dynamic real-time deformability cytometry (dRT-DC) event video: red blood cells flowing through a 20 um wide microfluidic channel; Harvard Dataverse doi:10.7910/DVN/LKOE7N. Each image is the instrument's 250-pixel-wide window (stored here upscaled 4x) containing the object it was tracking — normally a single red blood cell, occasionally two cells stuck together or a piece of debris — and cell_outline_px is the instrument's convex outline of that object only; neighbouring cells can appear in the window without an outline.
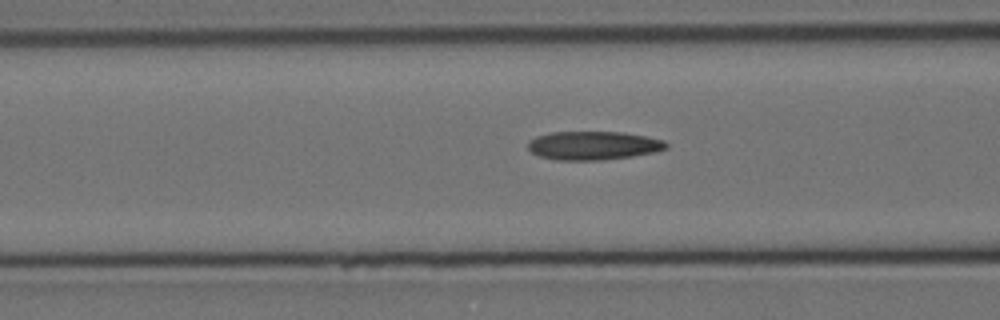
{"species": "Egyptian fruit bat (a non-hibernating species)", "species_latin": "Rousettus aegyptiacus", "temperature_condition": "cold", "stored_images_in_passage": 12, "camera_frame_rate_fps": 3000, "um_per_image_px": 0.085, "animal": {"sex": "female"}, "frame": {"image": 1, "passage_image": 9, "time_ms": 2.667, "image_size_px": [1000, 320], "cell_outline_px": [[668, 148], [656, 152], [632, 156], [604, 160], [556, 160], [540, 156], [532, 152], [528, 148], [528, 140], [536, 136], [552, 132], [624, 132], [664, 140], [668, 144]], "centroid_in_image_um": [50.44, 12.37], "position_along_channel_um": 116.2, "area_um2": 23.12}}